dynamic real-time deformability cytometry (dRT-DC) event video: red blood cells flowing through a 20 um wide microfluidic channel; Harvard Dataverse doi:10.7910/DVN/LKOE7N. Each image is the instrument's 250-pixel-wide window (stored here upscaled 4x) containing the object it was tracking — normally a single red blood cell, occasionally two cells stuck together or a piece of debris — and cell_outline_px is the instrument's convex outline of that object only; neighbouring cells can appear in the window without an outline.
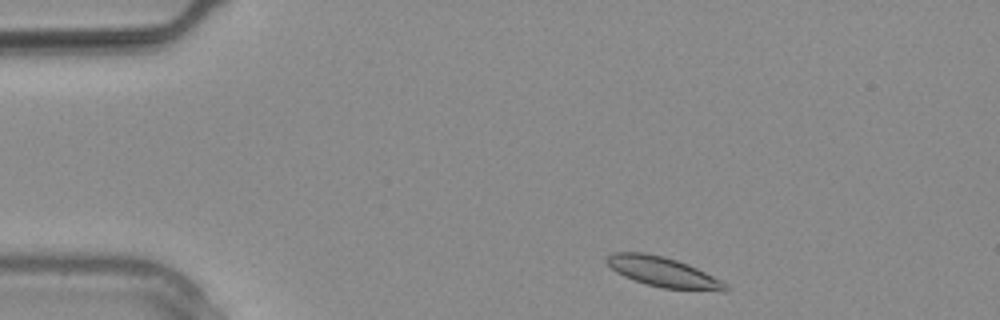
{"species": "common noctule bat (a hibernating species)", "species_latin": "Nyctalus noctula", "temperature_condition": "warm", "stored_images_in_passage": 26, "camera_frame_rate_fps": 3000, "um_per_image_px": 0.085, "animal": {"sex": "male", "body_mass_g": 20.4}, "frame": {"image": 1, "passage_image": 1, "time_ms": 0.0, "image_size_px": [1000, 320], "cell_outline_px": [[728, 292], [724, 292], [664, 288], [648, 284], [624, 276], [616, 272], [604, 260], [612, 252], [644, 252], [664, 256], [688, 264], [720, 280], [728, 288]], "centroid_in_image_um": [56.36, 23.12], "position_along_channel_um": 28.6, "area_um2": 20.52}}
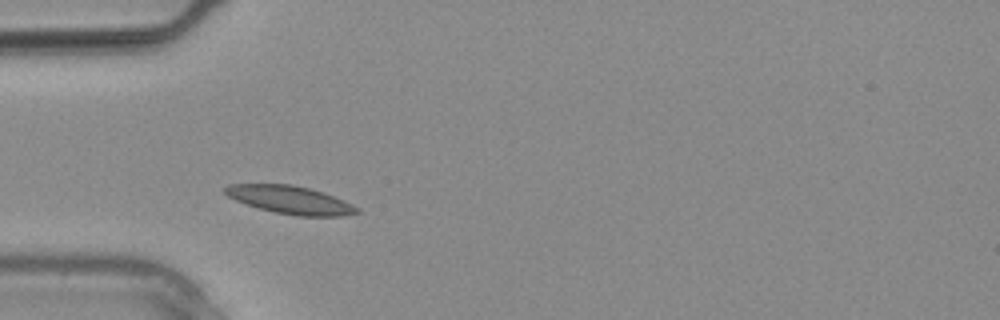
{"frame": {"image": 2, "passage_image": 5, "time_ms": 1.333, "image_size_px": [1000, 320], "cell_outline_px": [[360, 212], [340, 216], [296, 216], [276, 212], [260, 208], [236, 200], [228, 196], [224, 192], [224, 188], [228, 184], [292, 184], [308, 188], [332, 196], [352, 204], [360, 208]], "centroid_in_image_um": [24.67, 16.99], "position_along_channel_um": 60.3, "area_um2": 21.15}}